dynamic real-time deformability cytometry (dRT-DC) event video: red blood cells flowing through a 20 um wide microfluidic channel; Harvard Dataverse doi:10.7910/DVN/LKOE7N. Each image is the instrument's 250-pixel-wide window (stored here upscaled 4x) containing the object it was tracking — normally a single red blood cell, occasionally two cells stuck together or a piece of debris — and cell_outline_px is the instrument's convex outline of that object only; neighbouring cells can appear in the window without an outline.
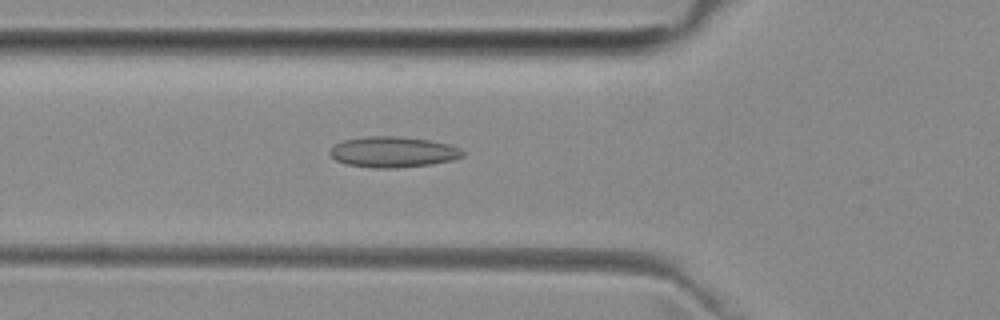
{"species": "common noctule bat (a hibernating species)", "species_latin": "Nyctalus noctula", "temperature_condition": "room temperature", "stored_images_in_passage": 38, "camera_frame_rate_fps": 3000, "um_per_image_px": 0.085, "animal": {"sex": "female", "body_mass_g": 29.2, "forearm_length_mm": 56.3}, "frame": {"image": 1, "passage_image": 5, "time_ms": 1.333, "image_size_px": [1000, 320], "cell_outline_px": [[464, 156], [452, 160], [432, 164], [396, 168], [372, 168], [348, 164], [336, 160], [328, 152], [328, 148], [344, 140], [368, 136], [396, 136], [428, 140], [448, 144], [460, 148], [464, 152]], "centroid_in_image_um": [33.4, 12.92], "position_along_channel_um": 92.4, "area_um2": 23.76}}
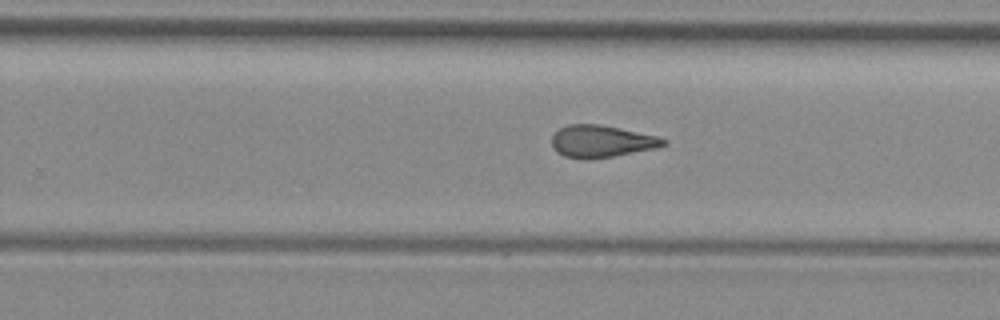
{"frame": {"image": 2, "passage_image": 19, "time_ms": 6.0, "image_size_px": [1000, 320], "cell_outline_px": [[668, 144], [656, 148], [612, 156], [584, 160], [564, 156], [556, 152], [552, 148], [552, 136], [560, 128], [568, 124], [600, 124], [620, 128], [656, 136], [668, 140]], "centroid_in_image_um": [51.1, 12.01], "position_along_channel_um": 278.7, "area_um2": 20.92}}
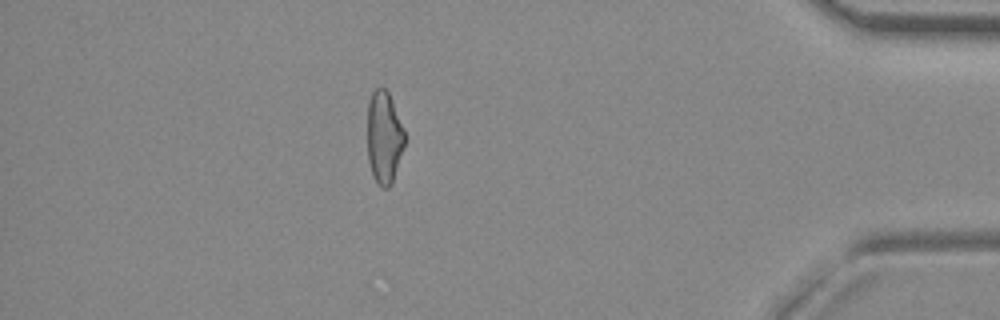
{"frame": {"image": 3, "passage_image": 32, "time_ms": 10.333, "image_size_px": [1000, 320], "cell_outline_px": [[408, 136], [392, 184], [388, 188], [380, 188], [376, 184], [372, 176], [368, 160], [368, 104], [372, 92], [376, 88], [384, 88], [388, 92]], "centroid_in_image_um": [32.68, 11.74], "position_along_channel_um": 402.5, "area_um2": 20.58}, "authors_computed_cell_mechanics": {"area_um2": 21.2126, "velocity_mm_per_s": 3.9876, "shape_relaxation_time_tau1_ms": null, "shape_relaxation_time_tau2_ms": 2.5285, "deformation_change_tau1": null, "deformation_change_tau2": 0.1053}}